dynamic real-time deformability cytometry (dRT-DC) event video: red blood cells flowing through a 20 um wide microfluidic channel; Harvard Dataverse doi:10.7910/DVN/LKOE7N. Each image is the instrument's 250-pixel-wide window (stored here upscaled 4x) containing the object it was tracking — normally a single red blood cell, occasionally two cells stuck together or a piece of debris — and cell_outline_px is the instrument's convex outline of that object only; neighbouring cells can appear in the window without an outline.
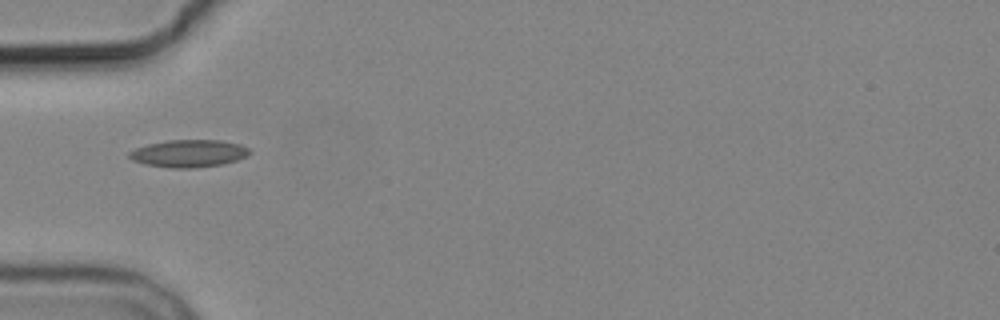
{"species": "common noctule bat (a hibernating species)", "species_latin": "Nyctalus noctula", "temperature_condition": "cold", "stored_images_in_passage": 2, "camera_frame_rate_fps": 3000, "um_per_image_px": 0.085, "animal": {"sex": "male", "body_mass_g": 19.2, "forearm_length_mm": 51.8}, "frame": {"image": 1, "passage_image": 1, "time_ms": 0.0, "image_size_px": [1000, 320], "cell_outline_px": [[252, 152], [248, 156], [224, 164], [196, 168], [172, 168], [144, 164], [132, 160], [128, 156], [128, 152], [136, 148], [148, 144], [168, 140], [220, 140], [240, 144], [248, 148]], "centroid_in_image_um": [16.06, 13.05], "position_along_channel_um": 68.9, "area_um2": 19.36}}
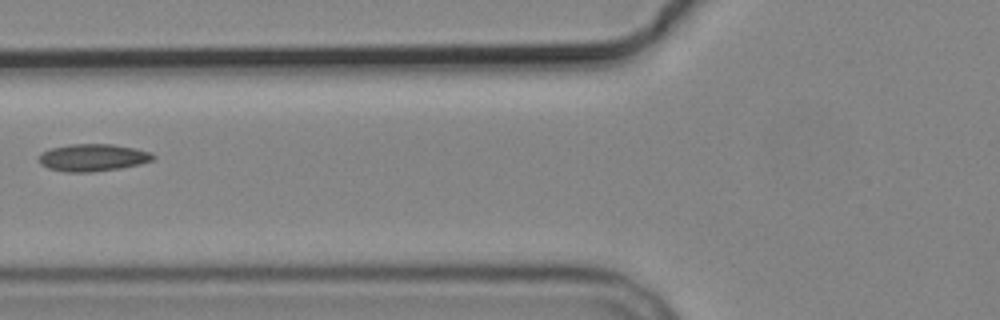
{"frame": {"image": 2, "passage_image": 2, "time_ms": 1.333, "image_size_px": [1000, 320], "cell_outline_px": [[156, 156], [152, 160], [140, 164], [120, 168], [92, 172], [64, 172], [48, 168], [40, 164], [40, 152], [52, 148], [72, 144], [112, 144], [136, 148], [152, 152]], "centroid_in_image_um": [7.91, 13.39], "position_along_channel_um": 117.9, "area_um2": 18.21}}